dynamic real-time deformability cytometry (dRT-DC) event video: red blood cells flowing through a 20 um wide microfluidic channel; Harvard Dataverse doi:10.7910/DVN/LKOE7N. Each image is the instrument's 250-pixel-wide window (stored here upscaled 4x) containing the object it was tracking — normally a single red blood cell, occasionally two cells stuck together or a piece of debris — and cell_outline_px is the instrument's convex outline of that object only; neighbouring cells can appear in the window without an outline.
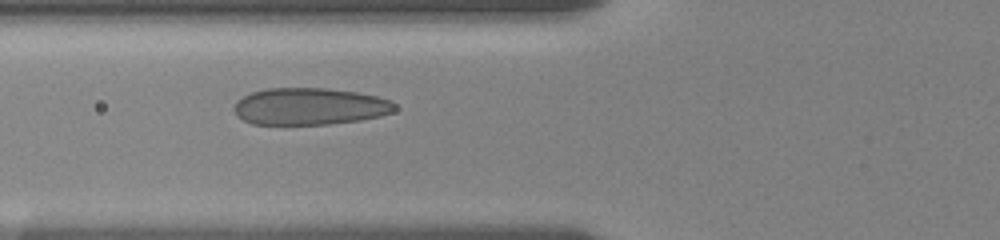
{"species": "human", "species_latin": "Homo sapiens", "temperature_condition": "room temperature", "stored_images_in_passage": 29, "camera_frame_rate_fps": 3000, "um_per_image_px": 0.085, "donor": {"sex": "female"}, "frame": {"image": 1, "passage_image": 2, "time_ms": 1.0, "image_size_px": [1000, 240], "cell_outline_px": [[396, 108], [392, 112], [380, 116], [360, 120], [328, 124], [252, 124], [236, 116], [232, 108], [236, 100], [252, 92], [268, 88], [324, 88], [356, 92], [376, 96], [392, 100], [396, 104]], "centroid_in_image_um": [26.3, 9.04], "position_along_channel_um": 99.5, "area_um2": 34.74}}
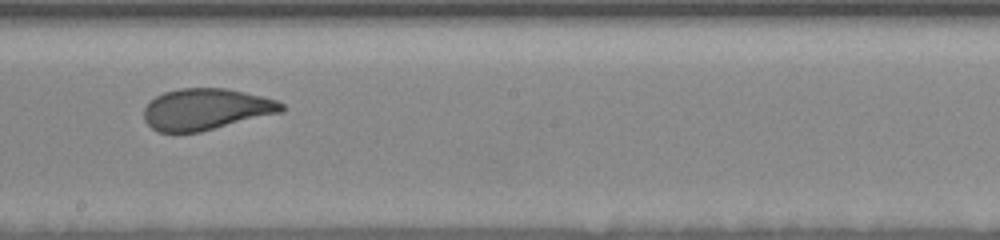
{"frame": {"image": 2, "passage_image": 12, "time_ms": 4.667, "image_size_px": [1000, 240], "cell_outline_px": [[284, 112], [200, 132], [156, 132], [144, 120], [144, 108], [156, 96], [164, 92], [180, 88], [224, 88], [244, 92], [276, 100], [284, 104]], "centroid_in_image_um": [17.52, 9.29], "position_along_channel_um": 230.7, "area_um2": 33.18}}
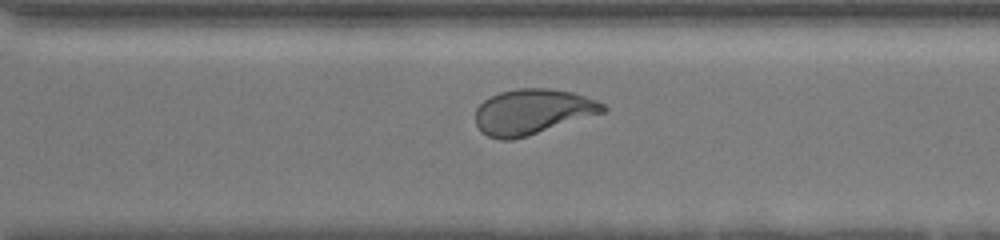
{"frame": {"image": 3, "passage_image": 17, "time_ms": 7.333, "image_size_px": [1000, 240], "cell_outline_px": [[608, 108], [604, 112], [528, 136], [512, 140], [500, 140], [488, 136], [480, 132], [476, 124], [476, 108], [484, 100], [500, 92], [520, 88], [548, 88], [572, 92], [596, 100], [604, 104]], "centroid_in_image_um": [45.24, 9.51], "position_along_channel_um": 325.4, "area_um2": 33.64}, "authors_computed_cell_mechanics": {"area_um2": 34.102, "velocity_mm_per_s": 3.5685, "shape_relaxation_time_tau1_ms": 5.6709, "shape_relaxation_time_tau2_ms": null, "deformation_change_tau1": 0.1657, "deformation_change_tau2": null}}